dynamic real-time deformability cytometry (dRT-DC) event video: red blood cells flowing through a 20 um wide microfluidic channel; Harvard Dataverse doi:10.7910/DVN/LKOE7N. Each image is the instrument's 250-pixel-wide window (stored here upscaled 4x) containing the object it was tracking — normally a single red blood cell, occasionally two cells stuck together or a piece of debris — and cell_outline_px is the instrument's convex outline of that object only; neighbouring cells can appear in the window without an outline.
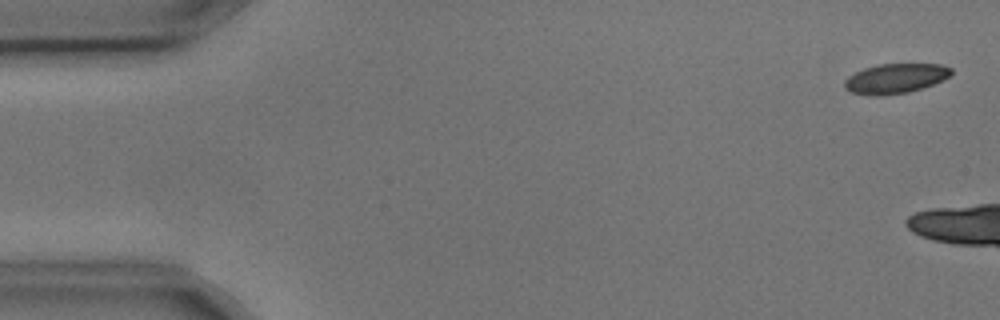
{"species": "common noctule bat (a hibernating species)", "species_latin": "Nyctalus noctula", "temperature_condition": "cold", "stored_images_in_passage": 3, "camera_frame_rate_fps": 3000, "um_per_image_px": 0.085, "animal": {"sex": "male", "body_mass_g": 17.9, "forearm_length_mm": 54.2}, "frame": {"image": 1, "passage_image": 1, "time_ms": 0.0, "image_size_px": [1000, 320], "cell_outline_px": [[952, 72], [948, 76], [932, 84], [908, 92], [880, 96], [876, 96], [852, 92], [844, 88], [844, 80], [848, 76], [864, 68], [876, 64], [940, 64], [952, 68]], "centroid_in_image_um": [76.06, 6.66], "position_along_channel_um": 8.9, "area_um2": 18.32}}